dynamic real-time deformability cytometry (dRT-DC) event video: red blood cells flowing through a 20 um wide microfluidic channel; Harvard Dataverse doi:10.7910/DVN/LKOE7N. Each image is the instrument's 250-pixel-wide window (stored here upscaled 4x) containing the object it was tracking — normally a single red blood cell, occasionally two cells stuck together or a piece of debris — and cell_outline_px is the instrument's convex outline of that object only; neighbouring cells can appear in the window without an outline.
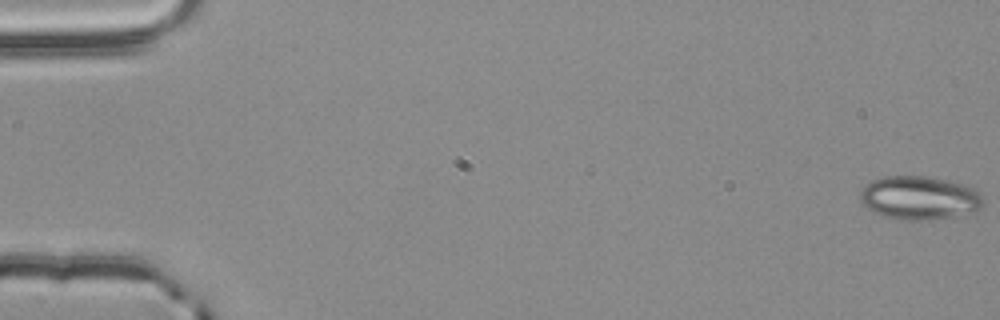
{"species": "common noctule bat (a hibernating species)", "species_latin": "Nyctalus noctula", "temperature_condition": "room temperature", "stored_images_in_passage": 52, "camera_frame_rate_fps": 3000, "um_per_image_px": 0.085, "animal": {"sex": "male", "body_mass_g": 20.4}, "frame": {"image": 1, "passage_image": 1, "time_ms": 0.0, "image_size_px": [1000, 320], "cell_outline_px": [[984, 208], [972, 212], [956, 216], [924, 220], [896, 220], [884, 216], [868, 208], [860, 200], [860, 188], [864, 184], [872, 180], [884, 176], [924, 176], [944, 180], [976, 188], [984, 196]], "centroid_in_image_um": [78.17, 16.82], "position_along_channel_um": 6.8, "area_um2": 31.5}}
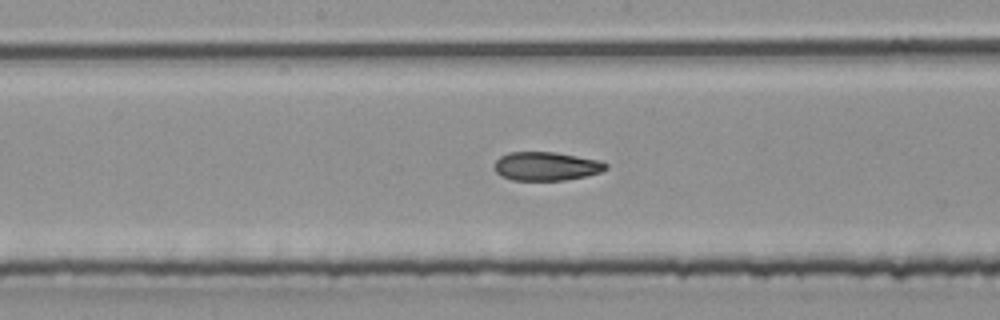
{"frame": {"image": 2, "passage_image": 30, "time_ms": 9.667, "image_size_px": [1000, 320], "cell_outline_px": [[608, 168], [600, 172], [584, 176], [564, 180], [512, 180], [500, 176], [492, 168], [492, 164], [500, 156], [508, 152], [556, 152], [600, 160], [608, 164]], "centroid_in_image_um": [46.38, 14.12], "position_along_channel_um": 201.8, "area_um2": 18.84}}
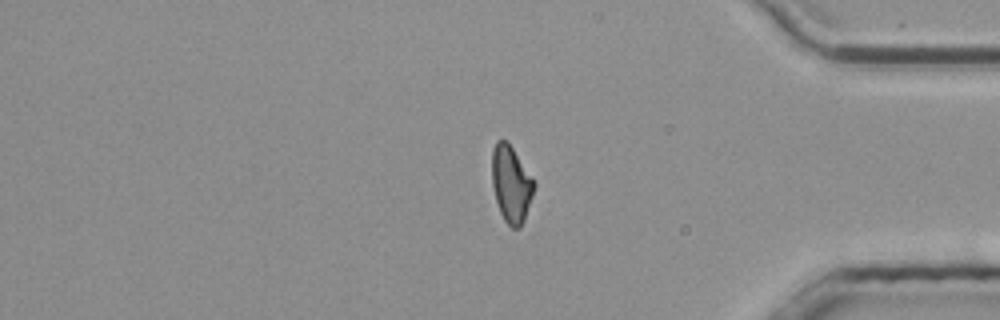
{"frame": {"image": 3, "passage_image": 47, "time_ms": 15.333, "image_size_px": [1000, 320], "cell_outline_px": [[536, 184], [524, 220], [520, 228], [512, 228], [504, 220], [500, 212], [496, 200], [492, 184], [492, 148], [496, 140], [508, 140]], "centroid_in_image_um": [43.43, 15.62], "position_along_channel_um": 391.8, "area_um2": 18.79}}